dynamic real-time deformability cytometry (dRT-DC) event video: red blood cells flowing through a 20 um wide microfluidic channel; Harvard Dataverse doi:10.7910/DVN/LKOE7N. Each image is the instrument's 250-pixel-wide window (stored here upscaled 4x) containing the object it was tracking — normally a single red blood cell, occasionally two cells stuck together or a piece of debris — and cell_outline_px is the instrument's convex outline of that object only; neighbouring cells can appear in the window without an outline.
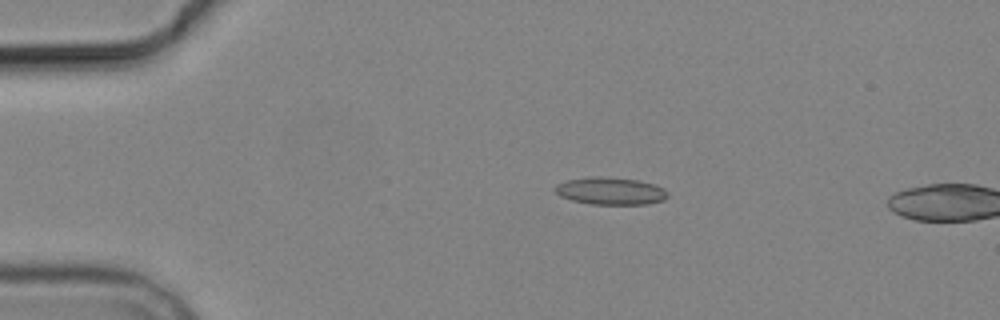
{"species": "common noctule bat (a hibernating species)", "species_latin": "Nyctalus noctula", "temperature_condition": "cold", "stored_images_in_passage": 6, "camera_frame_rate_fps": 3000, "um_per_image_px": 0.085, "animal": {"sex": "male", "body_mass_g": 19.2, "forearm_length_mm": 51.8}, "frame": {"image": 1, "passage_image": 6, "time_ms": 6.333, "image_size_px": [1000, 320], "cell_outline_px": [[668, 196], [664, 200], [648, 204], [592, 204], [572, 200], [560, 196], [552, 188], [556, 184], [568, 180], [588, 176], [604, 176], [640, 180], [656, 184], [664, 188], [668, 192]], "centroid_in_image_um": [51.91, 16.22], "position_along_channel_um": 33.1, "area_um2": 18.26}}